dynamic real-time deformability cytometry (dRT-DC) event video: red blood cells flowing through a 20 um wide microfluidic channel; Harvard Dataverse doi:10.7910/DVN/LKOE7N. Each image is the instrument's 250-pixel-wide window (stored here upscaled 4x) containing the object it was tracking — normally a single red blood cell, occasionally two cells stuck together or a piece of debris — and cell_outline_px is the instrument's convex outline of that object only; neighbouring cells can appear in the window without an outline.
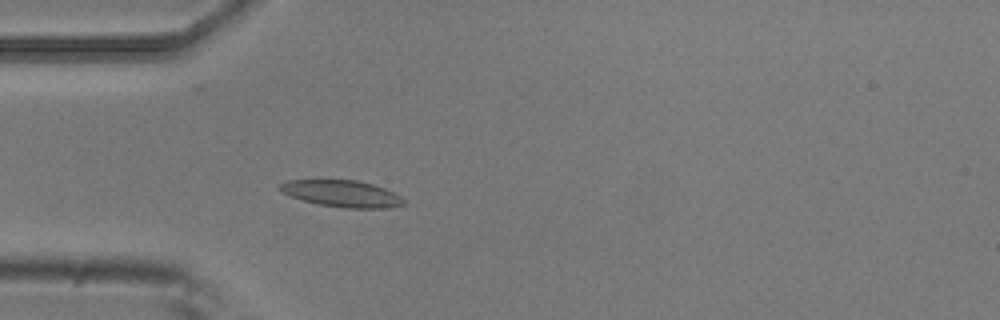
{"species": "common noctule bat (a hibernating species)", "species_latin": "Nyctalus noctula", "temperature_condition": "room temperature", "stored_images_in_passage": 5, "camera_frame_rate_fps": 3000, "um_per_image_px": 0.085, "animal": {"sex": "male", "body_mass_g": 20.5, "forearm_length_mm": 52.5}, "frame": {"image": 1, "passage_image": 5, "time_ms": 1.333, "image_size_px": [1000, 320], "cell_outline_px": [[404, 204], [384, 208], [344, 208], [320, 204], [300, 200], [276, 188], [280, 184], [288, 180], [360, 180], [384, 188], [400, 196], [404, 200]], "centroid_in_image_um": [29.04, 16.45], "position_along_channel_um": 56.0, "area_um2": 19.07}}